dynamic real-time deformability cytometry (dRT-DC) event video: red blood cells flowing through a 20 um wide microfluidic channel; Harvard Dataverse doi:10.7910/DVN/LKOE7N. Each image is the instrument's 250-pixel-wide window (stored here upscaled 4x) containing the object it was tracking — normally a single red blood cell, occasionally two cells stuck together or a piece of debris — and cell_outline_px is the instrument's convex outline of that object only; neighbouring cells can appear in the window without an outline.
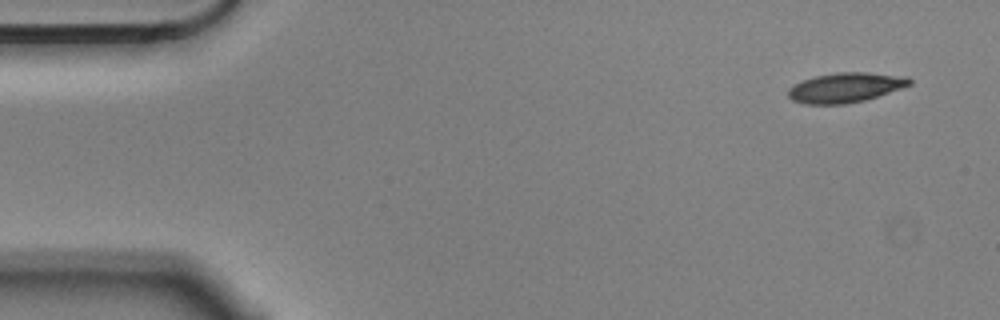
{"species": "Egyptian fruit bat (a non-hibernating species)", "species_latin": "Rousettus aegyptiacus", "temperature_condition": "cold", "stored_images_in_passage": 5, "segment_of_instrument_passage": [1, 2], "camera_frame_rate_fps": 3000, "um_per_image_px": 0.085, "animal": {"sex": "male"}, "frame": {"image": 1, "passage_image": 1, "time_ms": 0.0, "image_size_px": [1000, 320], "cell_outline_px": [[912, 84], [864, 100], [844, 104], [804, 104], [792, 100], [788, 96], [788, 88], [792, 84], [816, 76], [836, 72], [868, 72], [908, 76], [912, 80]], "centroid_in_image_um": [71.85, 7.43], "position_along_channel_um": 13.2, "area_um2": 21.04}}
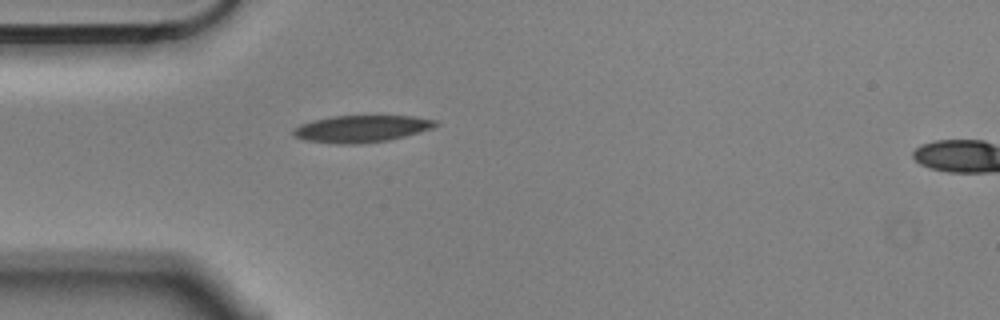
{"frame": {"image": 2, "passage_image": 4, "time_ms": 1.0, "image_size_px": [1000, 320], "cell_outline_px": [[440, 124], [432, 128], [404, 136], [388, 140], [356, 144], [336, 144], [304, 140], [292, 136], [292, 128], [300, 124], [312, 120], [332, 116], [416, 116], [436, 120]], "centroid_in_image_um": [30.67, 10.94], "position_along_channel_um": 54.3, "area_um2": 22.48}}